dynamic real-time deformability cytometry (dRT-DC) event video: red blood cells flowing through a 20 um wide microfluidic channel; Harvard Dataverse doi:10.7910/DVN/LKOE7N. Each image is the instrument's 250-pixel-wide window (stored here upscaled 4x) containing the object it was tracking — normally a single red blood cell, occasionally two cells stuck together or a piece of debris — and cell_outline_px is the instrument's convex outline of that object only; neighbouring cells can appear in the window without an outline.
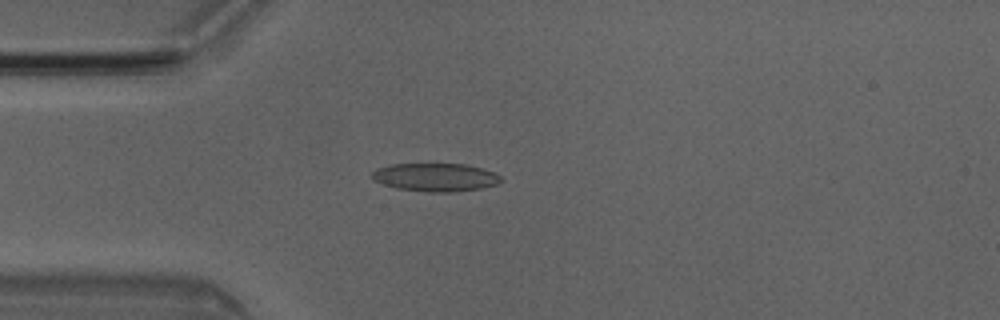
{"species": "Egyptian fruit bat (a non-hibernating species)", "species_latin": "Rousettus aegyptiacus", "temperature_condition": "room temperature", "stored_images_in_passage": 2, "camera_frame_rate_fps": 3000, "um_per_image_px": 0.085, "animal": {"sex": "male"}, "frame": {"image": 1, "passage_image": 2, "time_ms": 0.333, "image_size_px": [1000, 320], "cell_outline_px": [[504, 180], [496, 184], [480, 188], [452, 192], [432, 192], [396, 188], [372, 180], [372, 172], [376, 168], [392, 164], [464, 164], [496, 172]], "centroid_in_image_um": [37.01, 15.06], "position_along_channel_um": 48.0, "area_um2": 21.1}}